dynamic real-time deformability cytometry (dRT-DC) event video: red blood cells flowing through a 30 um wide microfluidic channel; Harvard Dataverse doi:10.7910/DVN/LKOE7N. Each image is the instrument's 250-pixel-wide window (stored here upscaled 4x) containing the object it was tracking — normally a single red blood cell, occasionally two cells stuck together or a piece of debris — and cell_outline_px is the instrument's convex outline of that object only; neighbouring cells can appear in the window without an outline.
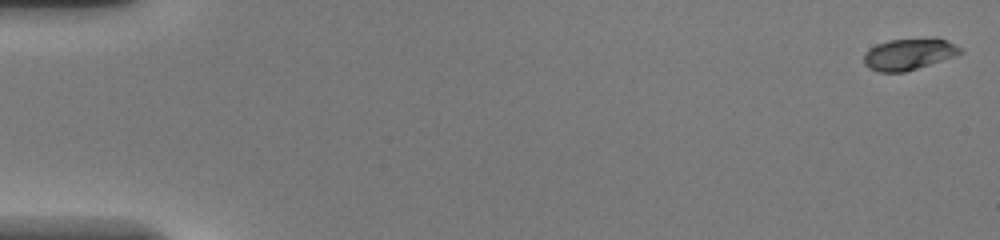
{"species": "common noctule bat (a hibernating species)", "species_latin": "Nyctalus noctula", "temperature_condition": "warm", "stored_images_in_passage": 49, "camera_frame_rate_fps": 3000, "um_per_image_px": 0.085, "animal": {"sex": "female", "body_mass_g": 20.0, "forearm_length_mm": 54.0}, "frame": {"image": 1, "passage_image": 1, "time_ms": 0.0, "image_size_px": [1000, 240], "cell_outline_px": [[964, 52], [956, 56], [904, 72], [880, 72], [868, 68], [864, 64], [864, 52], [868, 48], [876, 44], [888, 40], [932, 36], [936, 36], [948, 40], [960, 48]], "centroid_in_image_um": [77.26, 4.56], "position_along_channel_um": 7.7, "area_um2": 18.21}}
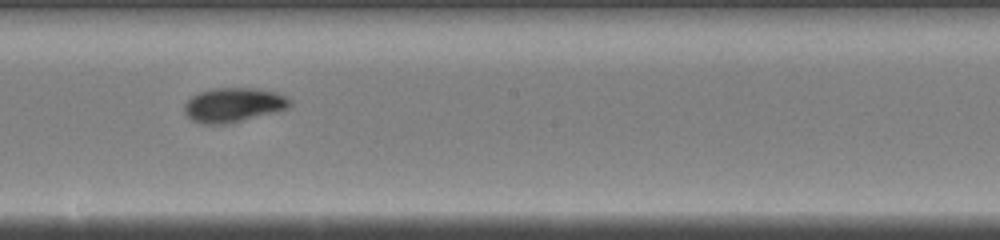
{"frame": {"image": 2, "passage_image": 28, "time_ms": 9.0, "image_size_px": [1000, 240], "cell_outline_px": [[292, 104], [288, 108], [276, 112], [224, 124], [204, 124], [192, 120], [184, 112], [184, 104], [192, 96], [200, 92], [212, 88], [252, 88], [276, 92], [292, 100]], "centroid_in_image_um": [19.84, 8.91], "position_along_channel_um": 228.4, "area_um2": 20.98}}
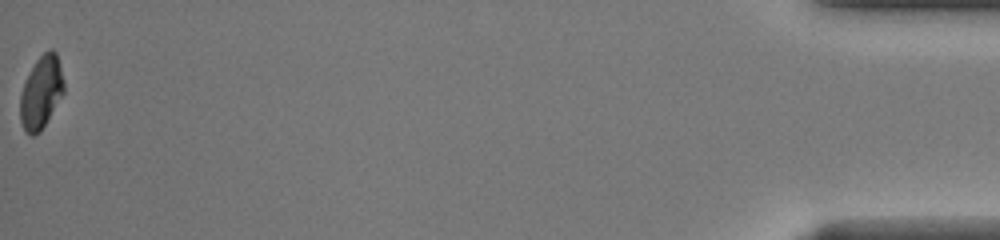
{"frame": {"image": 3, "passage_image": 49, "time_ms": 16.0, "image_size_px": [1000, 240], "cell_outline_px": [[64, 92], [40, 132], [36, 136], [32, 136], [24, 132], [20, 120], [20, 92], [36, 60], [48, 48], [52, 48], [56, 52], [64, 80]], "centroid_in_image_um": [3.49, 7.87], "position_along_channel_um": 431.7, "area_um2": 18.5}, "authors_computed_cell_mechanics": {"area_um2": 19.2474, "velocity_mm_per_s": 4.2836, "shape_relaxation_time_tau1_ms": 2.5279, "shape_relaxation_time_tau2_ms": 0.9201, "deformation_change_tau1": 0.1795, "deformation_change_tau2": 0.0494}}